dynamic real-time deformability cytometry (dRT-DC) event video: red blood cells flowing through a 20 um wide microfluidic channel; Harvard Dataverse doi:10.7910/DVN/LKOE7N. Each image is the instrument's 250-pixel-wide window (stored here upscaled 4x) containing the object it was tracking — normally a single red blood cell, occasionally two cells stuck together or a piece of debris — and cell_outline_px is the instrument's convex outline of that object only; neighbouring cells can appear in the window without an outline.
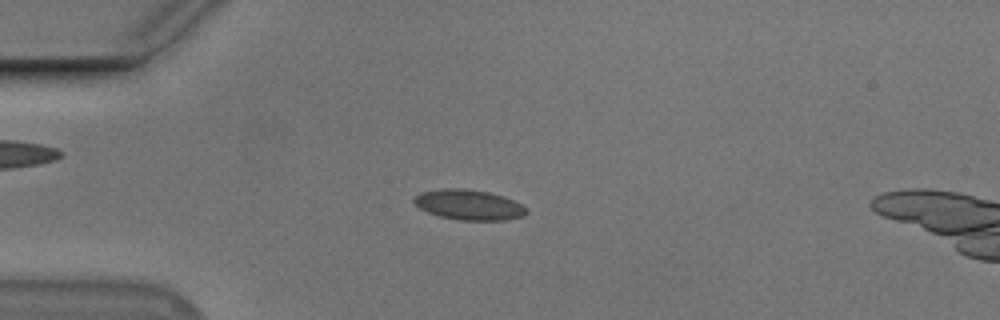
{"species": "Egyptian fruit bat (a non-hibernating species)", "species_latin": "Rousettus aegyptiacus", "temperature_condition": "cold", "stored_images_in_passage": 47, "camera_frame_rate_fps": 3000, "um_per_image_px": 0.085, "animal": {"sex": "male"}, "frame": {"image": 1, "passage_image": 6, "time_ms": 1.667, "image_size_px": [1000, 320], "cell_outline_px": [[528, 212], [524, 216], [508, 220], [456, 220], [440, 216], [428, 212], [420, 208], [412, 200], [420, 192], [444, 188], [460, 188], [488, 192], [504, 196], [528, 208]], "centroid_in_image_um": [39.88, 17.41], "position_along_channel_um": 45.1, "area_um2": 19.83}}
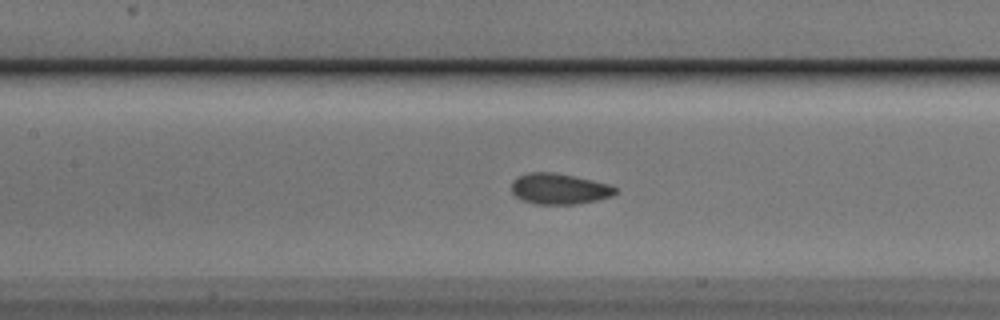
{"frame": {"image": 2, "passage_image": 17, "time_ms": 5.333, "image_size_px": [1000, 320], "cell_outline_px": [[616, 192], [612, 196], [596, 200], [576, 204], [536, 204], [524, 200], [516, 196], [512, 192], [512, 180], [516, 176], [528, 172], [552, 172], [592, 180], [608, 184], [616, 188]], "centroid_in_image_um": [47.5, 16.04], "position_along_channel_um": 159.9, "area_um2": 18.5}}
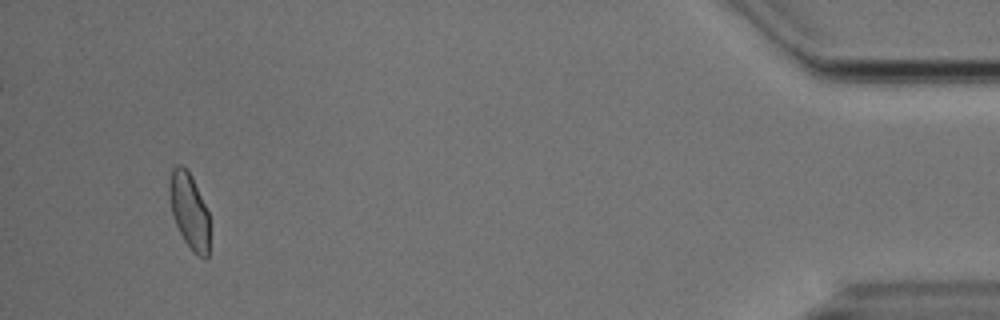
{"frame": {"image": 3, "passage_image": 44, "time_ms": 14.333, "image_size_px": [1000, 320], "cell_outline_px": [[208, 256], [204, 260], [192, 252], [184, 240], [172, 216], [168, 192], [168, 184], [172, 168], [176, 164], [180, 164], [188, 172], [208, 212]], "centroid_in_image_um": [16.05, 17.95], "position_along_channel_um": 419.2, "area_um2": 17.46}}